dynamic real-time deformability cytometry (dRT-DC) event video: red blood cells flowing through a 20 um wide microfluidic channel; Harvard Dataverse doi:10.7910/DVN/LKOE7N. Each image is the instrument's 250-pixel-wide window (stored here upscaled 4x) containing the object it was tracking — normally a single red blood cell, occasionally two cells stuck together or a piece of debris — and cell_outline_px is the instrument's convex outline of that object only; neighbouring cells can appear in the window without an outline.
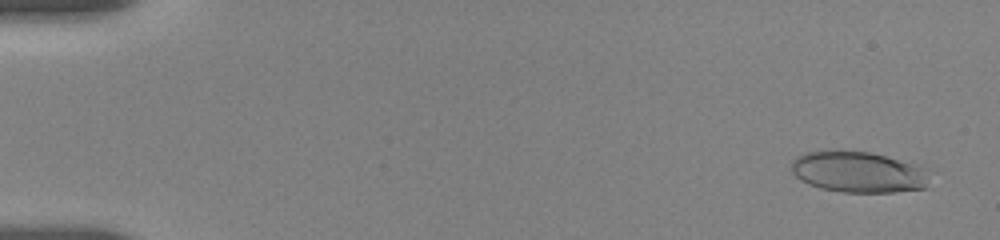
{"species": "human", "species_latin": "Homo sapiens", "temperature_condition": "room temperature", "stored_images_in_passage": 44, "camera_frame_rate_fps": 3000, "um_per_image_px": 0.085, "donor": {"sex": "female"}, "frame": {"image": 1, "passage_image": 6, "time_ms": 0.667, "image_size_px": [1000, 240], "cell_outline_px": [[928, 188], [892, 192], [840, 192], [820, 188], [808, 184], [800, 180], [792, 172], [792, 160], [796, 156], [808, 152], [868, 152], [884, 156], [924, 168]], "centroid_in_image_um": [72.9, 14.66], "position_along_channel_um": 12.1, "area_um2": 32.25}}
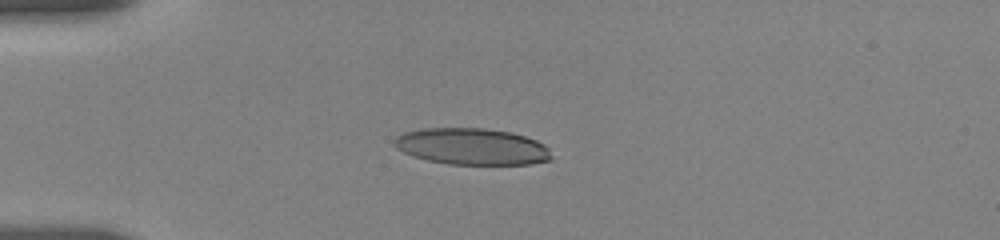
{"frame": {"image": 2, "passage_image": 29, "time_ms": 4.667, "image_size_px": [1000, 240], "cell_outline_px": [[552, 160], [532, 164], [448, 164], [428, 160], [412, 156], [396, 148], [392, 144], [392, 140], [396, 136], [404, 132], [424, 128], [484, 128], [512, 132], [536, 140], [544, 144], [548, 148], [552, 156]], "centroid_in_image_um": [40.1, 12.45], "position_along_channel_um": 44.9, "area_um2": 33.7}}
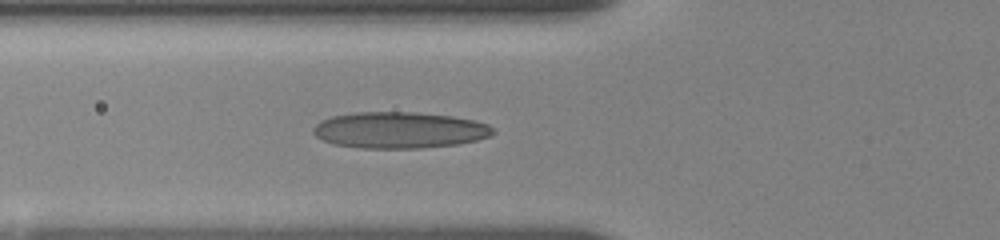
{"frame": {"image": 3, "passage_image": 40, "time_ms": 6.667, "image_size_px": [1000, 240], "cell_outline_px": [[496, 132], [492, 136], [460, 144], [420, 148], [360, 148], [332, 144], [316, 136], [312, 132], [312, 128], [320, 120], [332, 116], [356, 112], [416, 112], [452, 116], [472, 120], [488, 124]], "centroid_in_image_um": [33.94, 11.06], "position_along_channel_um": 91.9, "area_um2": 38.26}}